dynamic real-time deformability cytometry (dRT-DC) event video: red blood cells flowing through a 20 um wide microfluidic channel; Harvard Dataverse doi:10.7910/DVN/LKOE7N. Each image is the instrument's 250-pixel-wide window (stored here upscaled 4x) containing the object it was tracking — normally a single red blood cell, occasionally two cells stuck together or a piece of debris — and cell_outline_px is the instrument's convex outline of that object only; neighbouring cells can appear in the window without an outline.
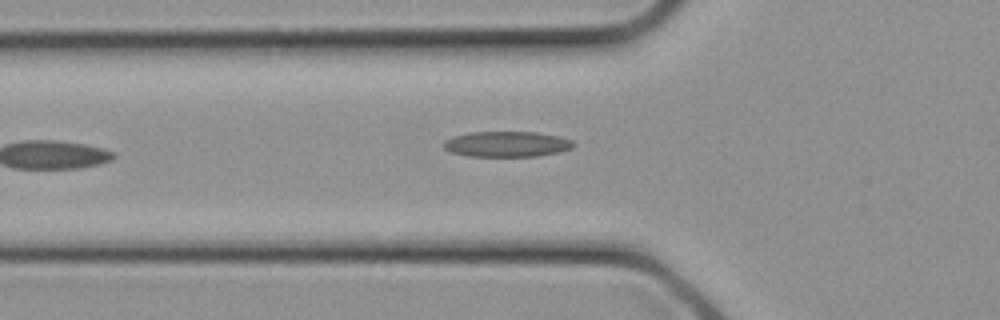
{"species": "common noctule bat (a hibernating species)", "species_latin": "Nyctalus noctula", "temperature_condition": "cold", "stored_images_in_passage": 8, "camera_frame_rate_fps": 3000, "um_per_image_px": 0.085, "animal": {"sex": "female", "body_mass_g": 21.9}, "frame": {"image": 1, "passage_image": 8, "time_ms": 2.333, "image_size_px": [1000, 320], "cell_outline_px": [[576, 144], [572, 148], [560, 152], [536, 156], [468, 156], [452, 152], [444, 148], [444, 140], [452, 136], [468, 132], [536, 132], [560, 136], [572, 140]], "centroid_in_image_um": [43.1, 12.24], "position_along_channel_um": 82.7, "area_um2": 19.42}}